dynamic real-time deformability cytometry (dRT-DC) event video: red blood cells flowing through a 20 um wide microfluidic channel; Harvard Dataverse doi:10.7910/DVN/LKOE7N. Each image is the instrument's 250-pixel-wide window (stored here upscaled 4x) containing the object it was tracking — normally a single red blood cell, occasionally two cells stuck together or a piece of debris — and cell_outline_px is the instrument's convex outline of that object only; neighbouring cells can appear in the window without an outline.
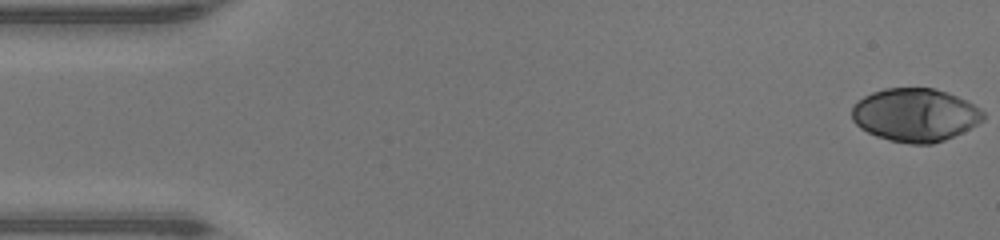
{"species": "human", "species_latin": "Homo sapiens", "temperature_condition": "warm", "stored_images_in_passage": 45, "camera_frame_rate_fps": 3000, "um_per_image_px": 0.085, "donor": {"sex": "male"}, "frame": {"image": 1, "passage_image": 1, "time_ms": 0.0, "image_size_px": [1000, 240], "cell_outline_px": [[984, 120], [944, 140], [932, 144], [912, 144], [888, 140], [876, 136], [860, 128], [852, 120], [852, 108], [864, 96], [872, 92], [884, 88], [932, 88], [956, 96], [980, 108], [984, 112]], "centroid_in_image_um": [77.76, 9.77], "position_along_channel_um": 7.2, "area_um2": 40.29}}
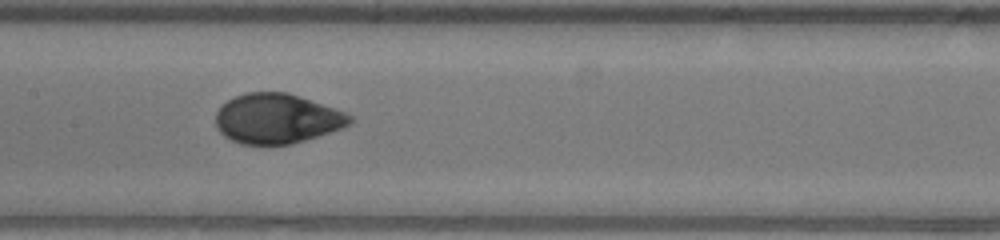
{"frame": {"image": 2, "passage_image": 23, "time_ms": 7.333, "image_size_px": [1000, 240], "cell_outline_px": [[356, 120], [344, 128], [304, 140], [288, 144], [240, 144], [224, 136], [216, 128], [216, 112], [228, 100], [236, 96], [248, 92], [288, 92], [344, 112], [352, 116]], "centroid_in_image_um": [23.55, 10.08], "position_along_channel_um": 183.9, "area_um2": 38.78}}
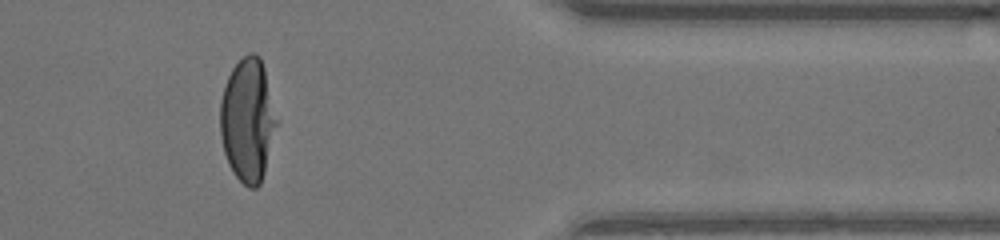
{"frame": {"image": 3, "passage_image": 39, "time_ms": 12.667, "image_size_px": [1000, 240], "cell_outline_px": [[276, 124], [264, 172], [260, 184], [256, 188], [248, 188], [236, 176], [228, 164], [224, 152], [220, 136], [220, 100], [224, 84], [232, 68], [248, 52], [256, 52], [260, 56], [264, 68], [276, 120]], "centroid_in_image_um": [21.01, 10.19], "position_along_channel_um": 390.4, "area_um2": 40.06}, "authors_computed_cell_mechanics": {"area_um2": 40.171, "velocity_mm_per_s": 4.3664, "shape_relaxation_time_tau1_ms": 3.5031, "shape_relaxation_time_tau2_ms": null, "deformation_change_tau1": 0.2201, "deformation_change_tau2": null}}